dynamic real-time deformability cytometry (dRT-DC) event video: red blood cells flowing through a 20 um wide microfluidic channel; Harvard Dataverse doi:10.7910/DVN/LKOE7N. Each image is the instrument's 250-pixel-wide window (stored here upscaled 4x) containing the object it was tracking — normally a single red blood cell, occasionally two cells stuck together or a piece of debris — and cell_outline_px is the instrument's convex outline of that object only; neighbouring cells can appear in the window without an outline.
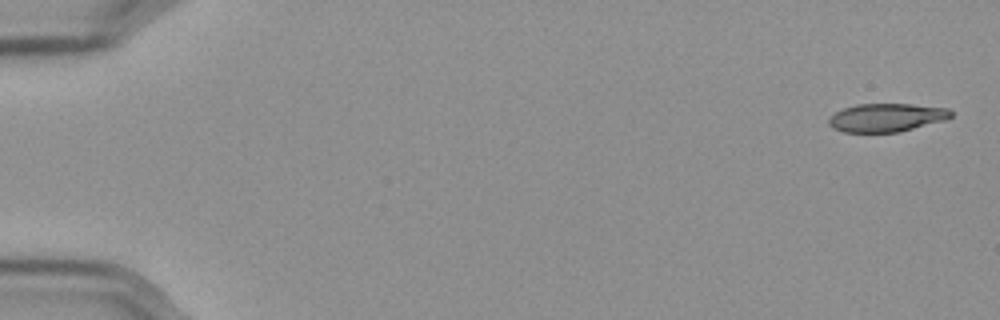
{"species": "Egyptian fruit bat (a non-hibernating species)", "species_latin": "Rousettus aegyptiacus", "temperature_condition": "cold", "stored_images_in_passage": 56, "camera_frame_rate_fps": 3000, "um_per_image_px": 0.085, "frame": {"image": 1, "passage_image": 1, "time_ms": 0.0, "image_size_px": [1000, 320], "cell_outline_px": [[952, 116], [944, 120], [900, 132], [844, 132], [832, 128], [828, 124], [828, 116], [844, 108], [856, 104], [912, 104], [948, 108], [952, 112]], "centroid_in_image_um": [75.32, 9.99], "position_along_channel_um": 9.7, "area_um2": 20.23}}
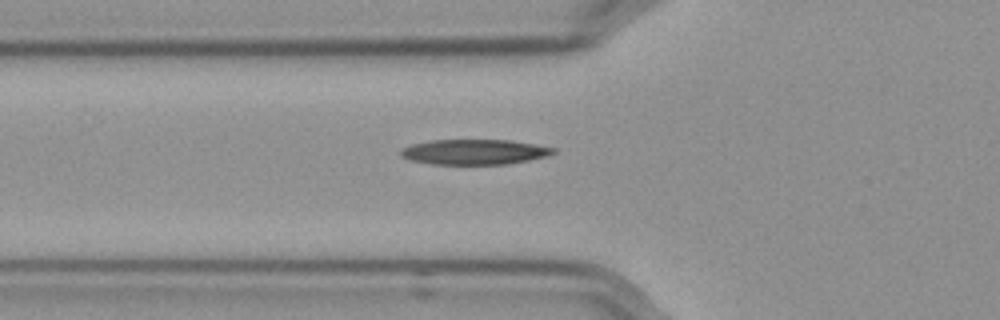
{"frame": {"image": 2, "passage_image": 20, "time_ms": 6.333, "image_size_px": [1000, 320], "cell_outline_px": [[556, 152], [548, 156], [508, 164], [428, 164], [408, 160], [400, 156], [400, 148], [412, 144], [432, 140], [512, 140], [556, 148]], "centroid_in_image_um": [40.29, 12.91], "position_along_channel_um": 85.5, "area_um2": 22.6}}
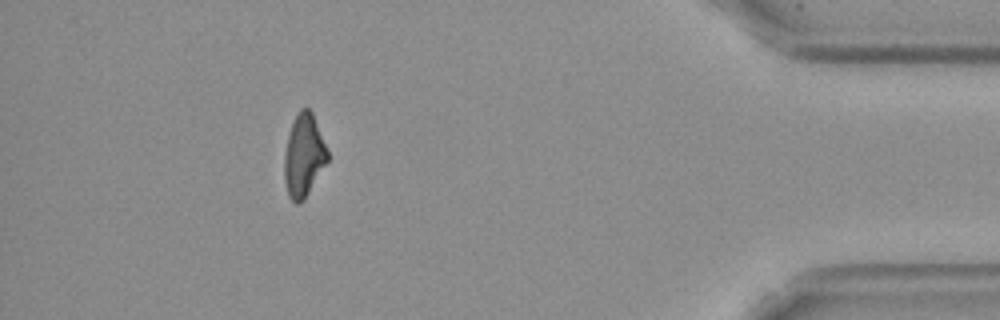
{"frame": {"image": 3, "passage_image": 51, "time_ms": 16.667, "image_size_px": [1000, 320], "cell_outline_px": [[328, 160], [304, 200], [300, 204], [296, 204], [288, 196], [284, 180], [284, 156], [288, 136], [292, 120], [300, 108], [308, 108], [312, 112], [328, 152]], "centroid_in_image_um": [25.8, 13.23], "position_along_channel_um": 409.4, "area_um2": 20.75}, "authors_computed_cell_mechanics": {"area_um2": 21.8484, "velocity_mm_per_s": 3.5891, "shape_relaxation_time_tau1_ms": 7.0087, "shape_relaxation_time_tau2_ms": 6.93, "deformation_change_tau1": 0.2047, "deformation_change_tau2": 0.1782}}